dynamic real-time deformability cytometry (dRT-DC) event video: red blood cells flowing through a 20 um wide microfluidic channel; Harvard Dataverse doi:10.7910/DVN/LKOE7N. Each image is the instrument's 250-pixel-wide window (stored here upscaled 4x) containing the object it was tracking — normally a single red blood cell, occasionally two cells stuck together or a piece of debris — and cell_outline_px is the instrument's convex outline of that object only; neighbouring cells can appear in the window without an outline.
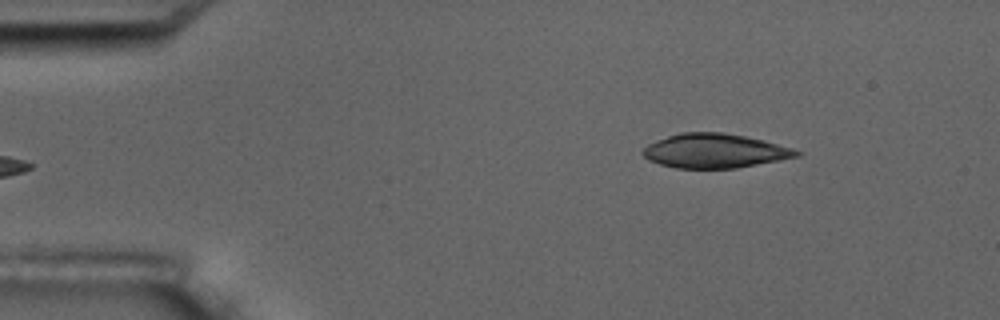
{"species": "common noctule bat (a hibernating species)", "species_latin": "Nyctalus noctula", "temperature_condition": "room temperature", "stored_images_in_passage": 4, "segment_of_instrument_passage": [2, 2], "camera_frame_rate_fps": 3000, "um_per_image_px": 0.085, "animal": {"sex": "male", "body_mass_g": 17.5, "forearm_length_mm": 52.3}, "frame": {"image": 1, "passage_image": 4, "time_ms": 4.333, "image_size_px": [1000, 320], "cell_outline_px": [[804, 152], [800, 156], [780, 160], [736, 168], [676, 168], [660, 164], [648, 160], [640, 152], [648, 144], [656, 140], [680, 132], [724, 132], [764, 140], [792, 148]], "centroid_in_image_um": [60.76, 12.82], "position_along_channel_um": 24.2, "area_um2": 30.75}}